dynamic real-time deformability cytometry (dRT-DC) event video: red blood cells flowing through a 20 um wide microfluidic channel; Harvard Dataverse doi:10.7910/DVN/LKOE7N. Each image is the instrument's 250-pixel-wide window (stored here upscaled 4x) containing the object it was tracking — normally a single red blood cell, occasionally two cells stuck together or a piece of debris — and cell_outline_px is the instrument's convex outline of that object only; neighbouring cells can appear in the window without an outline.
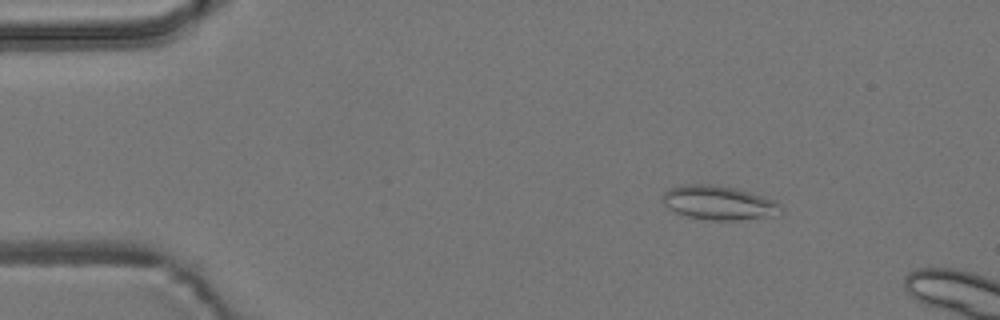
{"species": "common noctule bat (a hibernating species)", "species_latin": "Nyctalus noctula", "temperature_condition": "room temperature", "stored_images_in_passage": 13, "camera_frame_rate_fps": 3000, "um_per_image_px": 0.085, "animal": {"sex": "male", "body_mass_g": 19.2, "forearm_length_mm": 51.8}, "frame": {"image": 1, "passage_image": 8, "time_ms": 2.333, "image_size_px": [1000, 320], "cell_outline_px": [[784, 212], [776, 216], [740, 220], [712, 220], [688, 216], [676, 212], [668, 208], [660, 200], [660, 196], [668, 188], [688, 184], [712, 184], [732, 188], [748, 192], [776, 200], [784, 208]], "centroid_in_image_um": [61.12, 17.24], "position_along_channel_um": 23.9, "area_um2": 23.7}}